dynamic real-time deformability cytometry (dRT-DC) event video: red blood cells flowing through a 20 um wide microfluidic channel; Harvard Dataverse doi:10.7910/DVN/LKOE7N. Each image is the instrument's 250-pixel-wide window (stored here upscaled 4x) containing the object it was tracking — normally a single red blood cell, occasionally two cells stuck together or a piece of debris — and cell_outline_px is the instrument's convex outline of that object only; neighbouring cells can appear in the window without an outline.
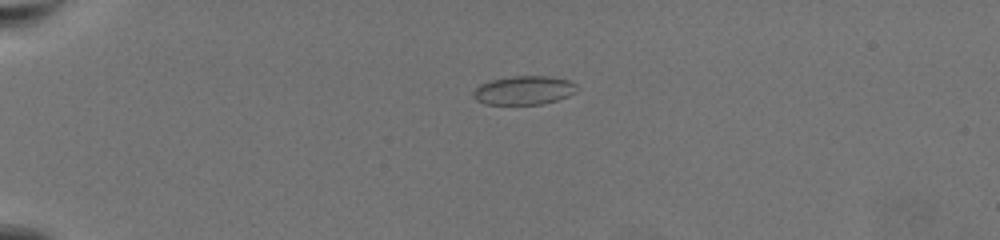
{"species": "common noctule bat (a hibernating species)", "species_latin": "Nyctalus noctula", "temperature_condition": "warm", "stored_images_in_passage": 49, "camera_frame_rate_fps": 3000, "um_per_image_px": 0.085, "animal": {"sex": "female", "body_mass_g": 19.5, "forearm_length_mm": 54.1}, "frame": {"image": 1, "passage_image": 2, "time_ms": 0.333, "image_size_px": [1000, 240], "cell_outline_px": [[580, 88], [576, 92], [568, 96], [544, 104], [484, 104], [476, 100], [472, 96], [472, 92], [480, 84], [492, 80], [512, 76], [548, 76], [568, 80], [576, 84]], "centroid_in_image_um": [44.54, 7.68], "position_along_channel_um": 40.5, "area_um2": 17.46}}
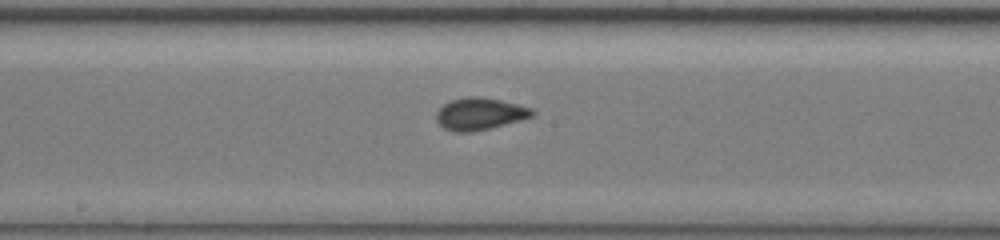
{"frame": {"image": 2, "passage_image": 22, "time_ms": 7.0, "image_size_px": [1000, 240], "cell_outline_px": [[536, 112], [532, 116], [520, 120], [492, 128], [472, 132], [452, 132], [444, 128], [436, 120], [436, 112], [444, 104], [452, 100], [468, 96], [476, 96], [500, 100], [532, 108]], "centroid_in_image_um": [40.77, 9.69], "position_along_channel_um": 207.4, "area_um2": 17.92}}
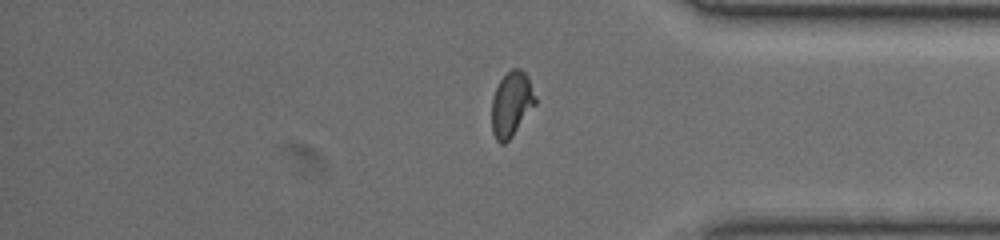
{"frame": {"image": 3, "passage_image": 39, "time_ms": 12.667, "image_size_px": [1000, 240], "cell_outline_px": [[536, 104], [512, 136], [504, 144], [500, 144], [496, 140], [492, 132], [492, 100], [496, 88], [500, 80], [512, 68], [520, 68], [528, 76], [536, 96]], "centroid_in_image_um": [43.48, 8.85], "position_along_channel_um": 391.7, "area_um2": 16.47}, "authors_computed_cell_mechanics": {"area_um2": 16.9354, "velocity_mm_per_s": 3.4108, "shape_relaxation_time_tau1_ms": 4.0839, "shape_relaxation_time_tau2_ms": null, "deformation_change_tau1": 0.1402, "deformation_change_tau2": null}}